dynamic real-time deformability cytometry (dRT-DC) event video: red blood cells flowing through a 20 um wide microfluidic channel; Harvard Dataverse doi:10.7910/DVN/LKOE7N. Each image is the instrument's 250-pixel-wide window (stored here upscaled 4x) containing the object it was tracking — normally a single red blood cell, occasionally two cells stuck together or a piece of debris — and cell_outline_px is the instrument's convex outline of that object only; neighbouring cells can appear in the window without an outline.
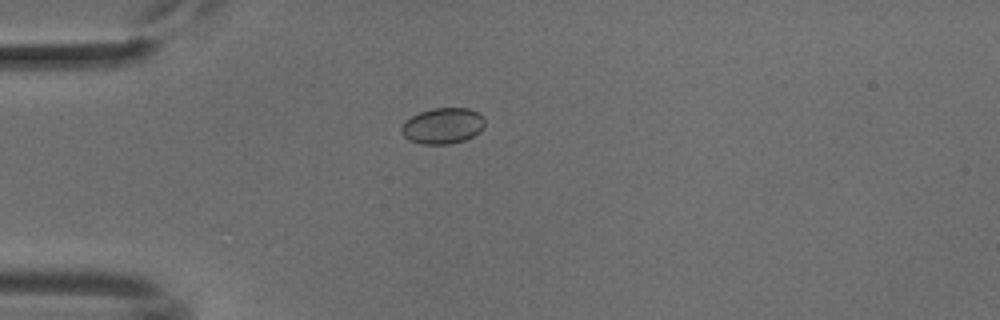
{"species": "common noctule bat (a hibernating species)", "species_latin": "Nyctalus noctula", "temperature_condition": "cold", "stored_images_in_passage": 39, "camera_frame_rate_fps": 3000, "um_per_image_px": 0.085, "animal": {"sex": "male", "body_mass_g": 18.8}, "frame": {"image": 1, "passage_image": 1, "time_ms": 0.0, "image_size_px": [1000, 320], "cell_outline_px": [[484, 128], [480, 132], [464, 140], [448, 144], [420, 144], [408, 140], [400, 132], [400, 128], [412, 116], [420, 112], [432, 108], [468, 108], [476, 112], [484, 120]], "centroid_in_image_um": [37.62, 10.71], "position_along_channel_um": 47.4, "area_um2": 17.34}}
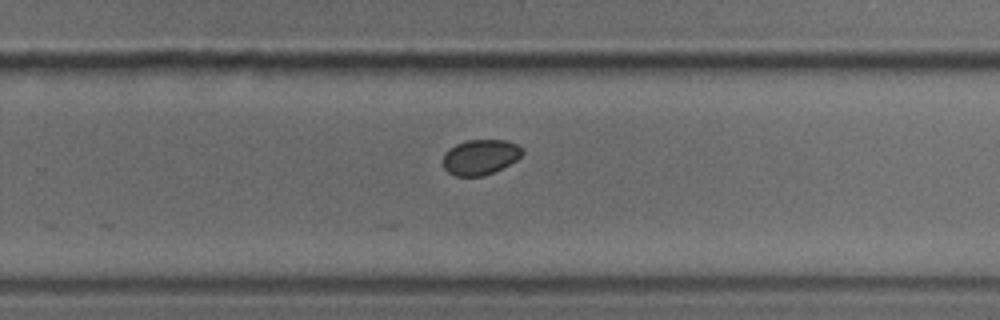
{"frame": {"image": 2, "passage_image": 21, "time_ms": 6.667, "image_size_px": [1000, 320], "cell_outline_px": [[524, 152], [516, 160], [484, 176], [456, 176], [448, 172], [444, 168], [444, 152], [448, 148], [456, 144], [468, 140], [508, 140], [516, 144]], "centroid_in_image_um": [40.8, 13.34], "position_along_channel_um": 289.0, "area_um2": 16.13}}
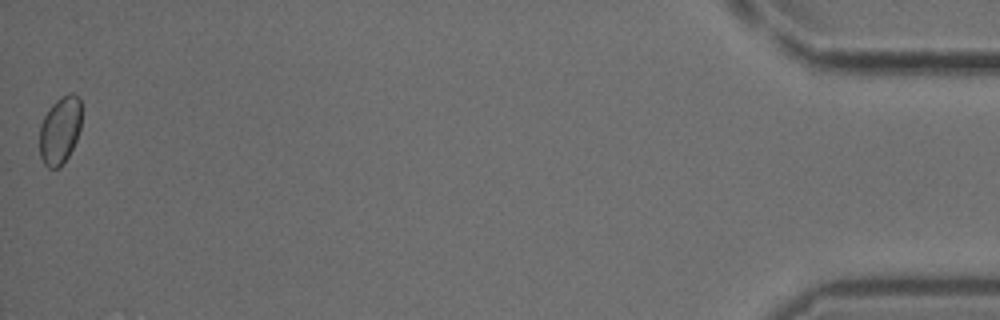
{"frame": {"image": 3, "passage_image": 39, "time_ms": 12.667, "image_size_px": [1000, 320], "cell_outline_px": [[80, 128], [76, 140], [68, 156], [60, 168], [48, 168], [44, 164], [40, 156], [40, 124], [44, 116], [52, 104], [60, 96], [68, 92], [72, 92], [80, 96]], "centroid_in_image_um": [5.09, 11.05], "position_along_channel_um": 430.1, "area_um2": 16.65}}